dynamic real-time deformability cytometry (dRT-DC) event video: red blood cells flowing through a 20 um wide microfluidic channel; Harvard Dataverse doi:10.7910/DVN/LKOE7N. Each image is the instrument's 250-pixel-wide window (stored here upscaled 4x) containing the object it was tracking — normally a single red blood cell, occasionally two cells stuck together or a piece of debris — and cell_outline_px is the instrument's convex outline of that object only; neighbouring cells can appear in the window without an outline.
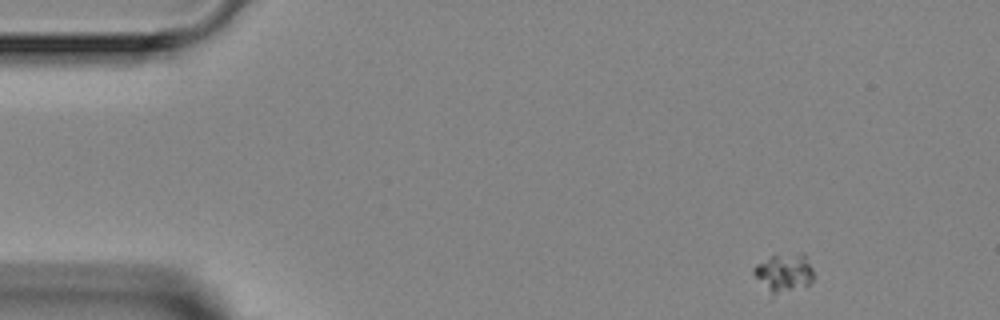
{"species": "Egyptian fruit bat (a non-hibernating species)", "species_latin": "Rousettus aegyptiacus", "temperature_condition": "room temperature", "stored_images_in_passage": 6, "camera_frame_rate_fps": 3000, "um_per_image_px": 0.085, "animal": {"sex": "female"}, "frame": {"image": 1, "passage_image": 1, "time_ms": 0.0, "image_size_px": [1000, 320], "cell_outline_px": [[812, 280], [808, 284], [772, 296], [752, 272], [752, 268], [756, 264], [772, 256], [800, 252], [804, 252], [808, 256], [812, 268]], "centroid_in_image_um": [66.64, 23.15], "position_along_channel_um": 18.4, "area_um2": 13.29}}
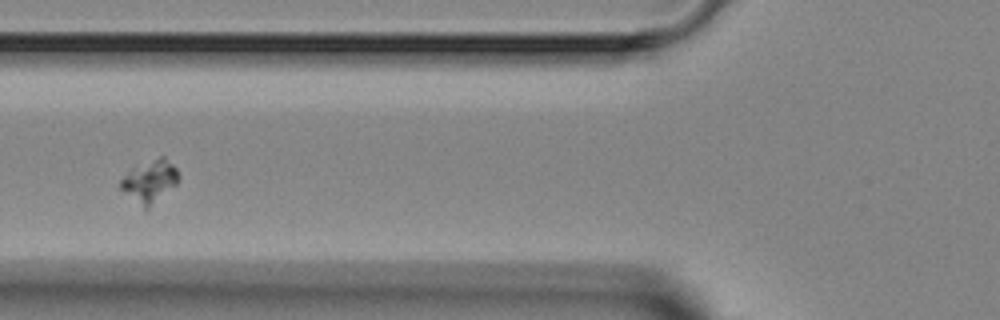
{"frame": {"image": 2, "passage_image": 5, "time_ms": 4.667, "image_size_px": [1000, 320], "cell_outline_px": [[180, 180], [176, 184], [148, 208], [144, 208], [120, 188], [120, 180], [132, 168], [160, 156], [164, 156], [176, 168], [180, 176]], "centroid_in_image_um": [12.76, 15.38], "position_along_channel_um": 113.0, "area_um2": 13.87}}
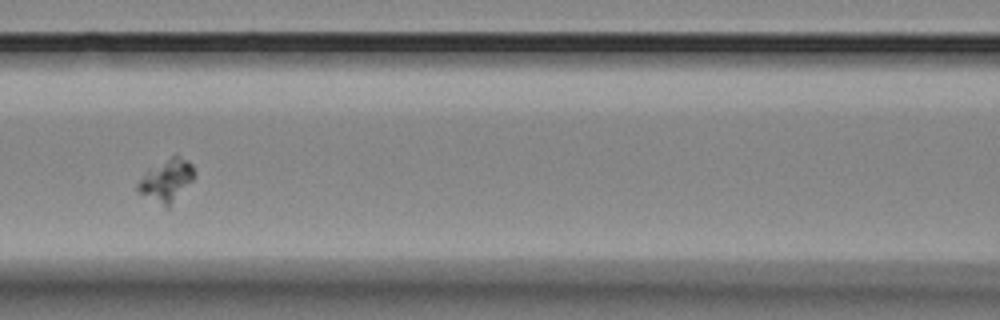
{"frame": {"image": 3, "passage_image": 6, "time_ms": 5.667, "image_size_px": [1000, 320], "cell_outline_px": [[196, 176], [168, 208], [164, 208], [140, 192], [136, 188], [136, 184], [148, 168], [176, 152], [188, 160], [192, 164], [196, 172]], "centroid_in_image_um": [14.18, 15.28], "position_along_channel_um": 152.4, "area_um2": 14.33}}